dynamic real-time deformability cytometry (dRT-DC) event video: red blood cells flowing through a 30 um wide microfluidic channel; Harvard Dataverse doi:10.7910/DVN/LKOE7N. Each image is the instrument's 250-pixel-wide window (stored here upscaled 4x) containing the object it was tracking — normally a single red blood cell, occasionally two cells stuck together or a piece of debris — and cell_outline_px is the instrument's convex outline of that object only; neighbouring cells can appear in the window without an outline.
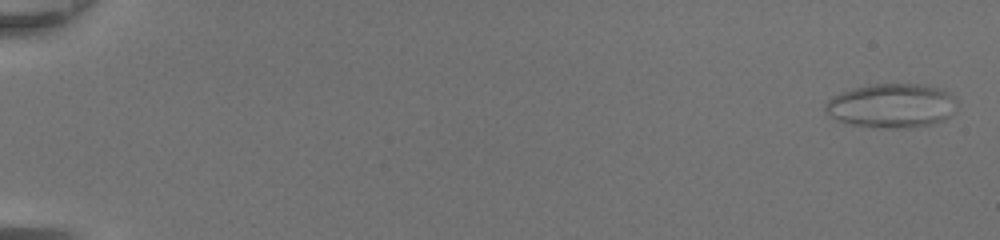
{"species": "common noctule bat (a hibernating species)", "species_latin": "Nyctalus noctula", "temperature_condition": "room temperature", "stored_images_in_passage": 49, "camera_frame_rate_fps": 3000, "um_per_image_px": 0.085, "animal": {"sex": "female", "body_mass_g": 20.0, "forearm_length_mm": 54.0}, "frame": {"image": 1, "passage_image": 2, "time_ms": 0.333, "image_size_px": [1000, 240], "cell_outline_px": [[956, 108], [944, 120], [932, 124], [908, 128], [880, 128], [852, 124], [836, 120], [824, 112], [824, 104], [832, 96], [840, 92], [852, 88], [872, 84], [920, 84], [940, 88], [948, 92], [956, 100]], "centroid_in_image_um": [75.76, 8.98], "position_along_channel_um": 9.2, "area_um2": 34.1}}
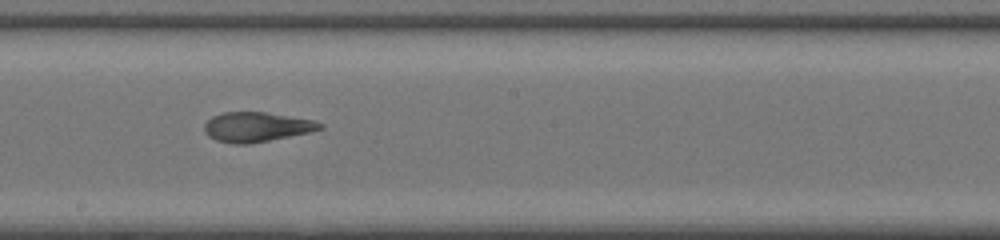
{"frame": {"image": 2, "passage_image": 30, "time_ms": 9.667, "image_size_px": [1000, 240], "cell_outline_px": [[324, 128], [308, 132], [248, 144], [232, 144], [216, 140], [208, 136], [204, 132], [204, 124], [212, 116], [224, 112], [264, 112], [316, 120], [324, 124]], "centroid_in_image_um": [21.79, 10.78], "position_along_channel_um": 226.4, "area_um2": 19.94}}
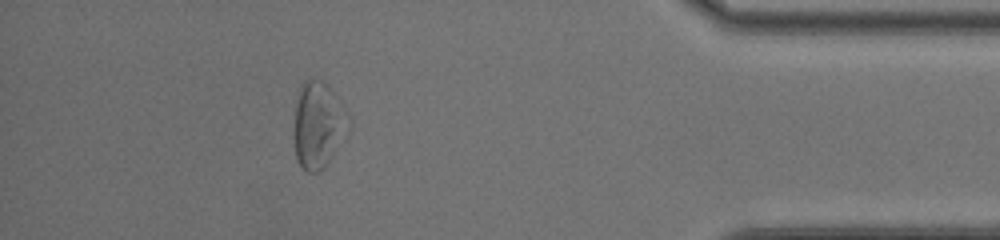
{"frame": {"image": 3, "passage_image": 45, "time_ms": 14.667, "image_size_px": [1000, 240], "cell_outline_px": [[352, 128], [324, 168], [320, 172], [308, 172], [296, 160], [292, 136], [296, 92], [300, 84], [304, 80], [312, 76], [328, 84], [348, 112]], "centroid_in_image_um": [27.03, 10.58], "position_along_channel_um": 408.2, "area_um2": 28.84}, "authors_computed_cell_mechanics": {"area_um2": 25.0852, "velocity_mm_per_s": 4.3856, "shape_relaxation_time_tau1_ms": 10.3336, "shape_relaxation_time_tau2_ms": 1.5034, "deformation_change_tau1": 0.3564, "deformation_change_tau2": 0.1027}}